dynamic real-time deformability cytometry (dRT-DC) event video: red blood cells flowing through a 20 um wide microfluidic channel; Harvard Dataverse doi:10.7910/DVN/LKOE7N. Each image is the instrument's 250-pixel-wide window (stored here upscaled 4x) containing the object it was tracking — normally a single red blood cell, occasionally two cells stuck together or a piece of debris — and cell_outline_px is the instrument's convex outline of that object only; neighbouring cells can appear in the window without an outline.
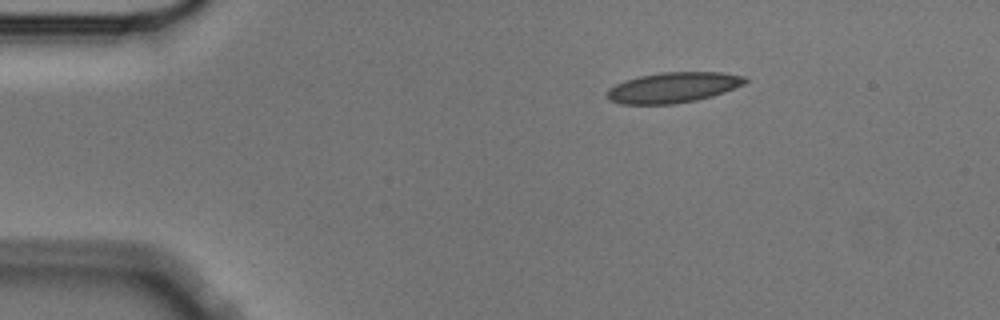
{"species": "Egyptian fruit bat (a non-hibernating species)", "species_latin": "Rousettus aegyptiacus", "temperature_condition": "cold", "stored_images_in_passage": 8, "camera_frame_rate_fps": 3000, "um_per_image_px": 0.085, "animal": {"sex": "male"}, "frame": {"image": 1, "passage_image": 1, "time_ms": 0.0, "image_size_px": [1000, 320], "cell_outline_px": [[748, 80], [744, 84], [724, 92], [712, 96], [696, 100], [672, 104], [620, 104], [608, 100], [608, 88], [624, 80], [640, 76], [660, 72], [720, 72], [744, 76]], "centroid_in_image_um": [57.2, 7.43], "position_along_channel_um": 27.8, "area_um2": 24.45}}
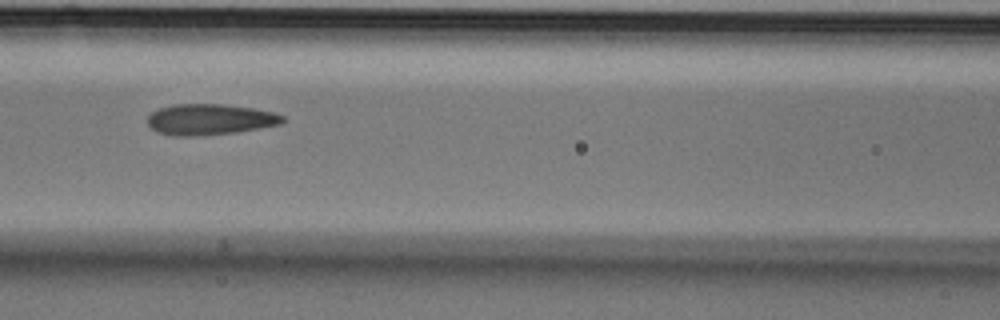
{"frame": {"image": 2, "passage_image": 5, "time_ms": 1.333, "image_size_px": [1000, 320], "cell_outline_px": [[284, 120], [280, 124], [236, 132], [192, 136], [172, 136], [156, 132], [148, 124], [148, 116], [152, 112], [160, 108], [176, 104], [224, 104], [256, 108], [272, 112], [284, 116]], "centroid_in_image_um": [17.82, 10.15], "position_along_channel_um": 148.8, "area_um2": 24.28}}
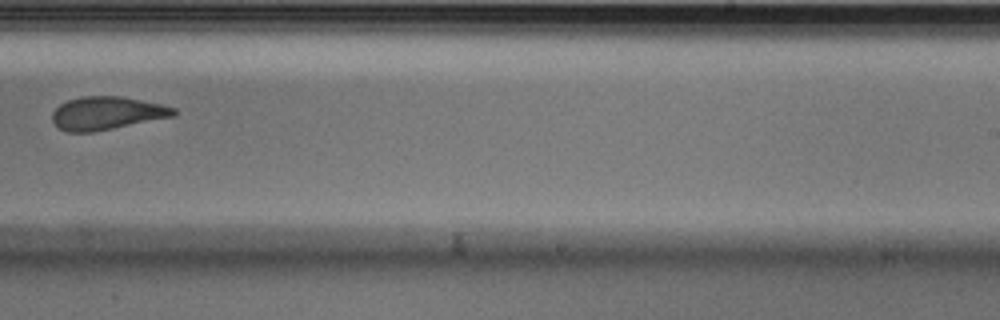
{"frame": {"image": 3, "passage_image": 8, "time_ms": 2.333, "image_size_px": [1000, 320], "cell_outline_px": [[176, 116], [96, 132], [68, 132], [60, 128], [52, 120], [52, 112], [60, 104], [68, 100], [80, 96], [120, 96], [160, 104], [176, 108]], "centroid_in_image_um": [9.09, 9.63], "position_along_channel_um": 279.9, "area_um2": 23.52}}